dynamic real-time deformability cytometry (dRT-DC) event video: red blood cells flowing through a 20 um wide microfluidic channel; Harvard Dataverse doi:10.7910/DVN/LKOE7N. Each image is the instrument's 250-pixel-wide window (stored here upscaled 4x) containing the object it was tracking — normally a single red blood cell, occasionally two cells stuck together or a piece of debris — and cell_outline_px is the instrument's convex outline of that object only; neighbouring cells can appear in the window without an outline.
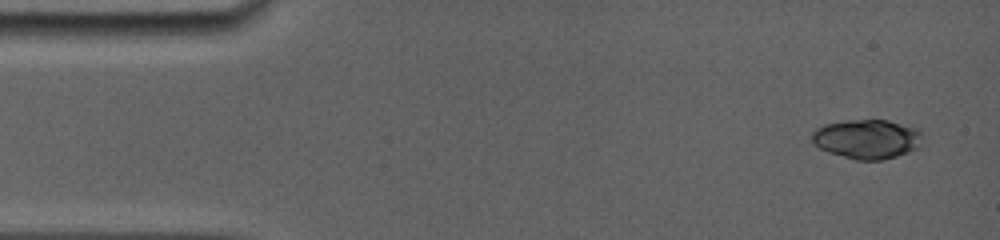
{"species": "common noctule bat (a hibernating species)", "species_latin": "Nyctalus noctula", "temperature_condition": "room temperature", "stored_images_in_passage": 6, "camera_frame_rate_fps": 5000, "um_per_image_px": 0.085, "animal": {"sex": "female", "body_mass_g": 19.0, "forearm_length_mm": 56.7}, "frame": {"image": 1, "passage_image": 1, "time_ms": 0.0, "image_size_px": [1000, 240], "cell_outline_px": [[924, 136], [916, 148], [908, 152], [896, 156], [880, 160], [856, 160], [828, 152], [820, 148], [812, 140], [812, 132], [816, 128], [824, 124], [848, 120], [888, 120], [920, 128]], "centroid_in_image_um": [73.72, 11.8], "position_along_channel_um": 11.3, "area_um2": 25.43}}
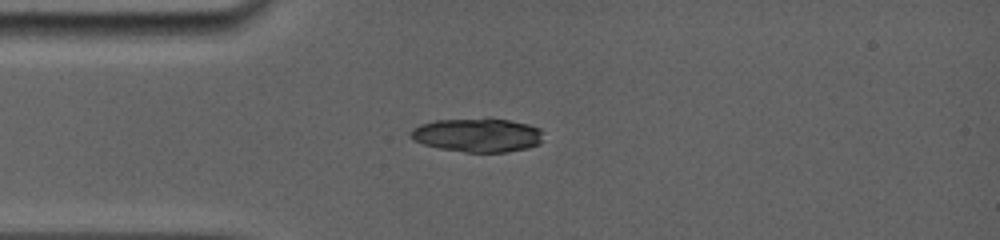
{"frame": {"image": 2, "passage_image": 5, "time_ms": 3.2, "image_size_px": [1000, 240], "cell_outline_px": [[544, 140], [540, 144], [528, 148], [504, 152], [464, 152], [440, 148], [424, 144], [412, 140], [408, 136], [408, 132], [412, 128], [420, 124], [436, 120], [488, 116], [528, 124], [540, 128]], "centroid_in_image_um": [40.57, 11.45], "position_along_channel_um": 44.4, "area_um2": 26.93}}